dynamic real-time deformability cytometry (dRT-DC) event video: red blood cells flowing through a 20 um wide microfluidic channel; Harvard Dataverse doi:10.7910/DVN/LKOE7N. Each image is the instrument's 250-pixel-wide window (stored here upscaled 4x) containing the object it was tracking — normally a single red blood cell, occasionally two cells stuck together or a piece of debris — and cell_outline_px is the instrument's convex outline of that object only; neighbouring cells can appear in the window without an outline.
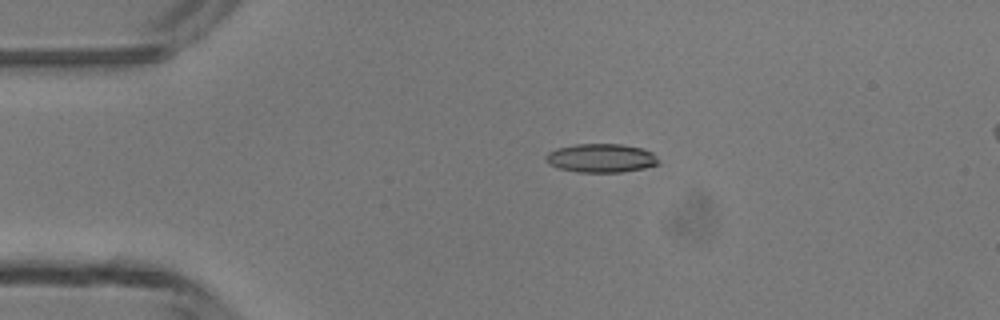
{"species": "common noctule bat (a hibernating species)", "species_latin": "Nyctalus noctula", "temperature_condition": "room temperature", "stored_images_in_passage": 4, "camera_frame_rate_fps": 3000, "um_per_image_px": 0.085, "animal": {"sex": "male", "body_mass_g": 13.3}, "frame": {"image": 1, "passage_image": 3, "time_ms": 2.333, "image_size_px": [1000, 320], "cell_outline_px": [[660, 164], [644, 168], [624, 172], [576, 172], [560, 168], [548, 164], [544, 156], [548, 152], [556, 148], [576, 144], [620, 144], [640, 148], [652, 152], [656, 156]], "centroid_in_image_um": [51.08, 13.44], "position_along_channel_um": 33.9, "area_um2": 18.9}}